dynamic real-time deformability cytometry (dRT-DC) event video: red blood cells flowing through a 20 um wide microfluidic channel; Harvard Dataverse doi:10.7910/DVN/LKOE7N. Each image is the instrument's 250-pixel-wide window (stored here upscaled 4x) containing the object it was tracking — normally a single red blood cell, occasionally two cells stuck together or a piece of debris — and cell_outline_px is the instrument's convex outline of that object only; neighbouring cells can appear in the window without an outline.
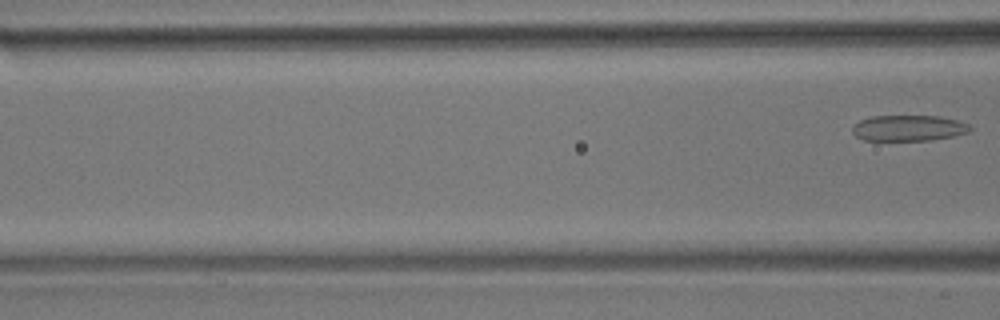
{"species": "common noctule bat (a hibernating species)", "species_latin": "Nyctalus noctula", "temperature_condition": "room temperature", "stored_images_in_passage": 7, "camera_frame_rate_fps": 3000, "um_per_image_px": 0.085, "animal": {"sex": "male", "body_mass_g": 17.9}, "frame": {"image": 1, "passage_image": 7, "time_ms": 2.0, "image_size_px": [1000, 320], "cell_outline_px": [[972, 132], [932, 140], [864, 140], [856, 136], [852, 132], [852, 128], [860, 120], [872, 116], [940, 116], [956, 120], [968, 124], [972, 128]], "centroid_in_image_um": [77.25, 10.88], "position_along_channel_um": 89.3, "area_um2": 17.69}}